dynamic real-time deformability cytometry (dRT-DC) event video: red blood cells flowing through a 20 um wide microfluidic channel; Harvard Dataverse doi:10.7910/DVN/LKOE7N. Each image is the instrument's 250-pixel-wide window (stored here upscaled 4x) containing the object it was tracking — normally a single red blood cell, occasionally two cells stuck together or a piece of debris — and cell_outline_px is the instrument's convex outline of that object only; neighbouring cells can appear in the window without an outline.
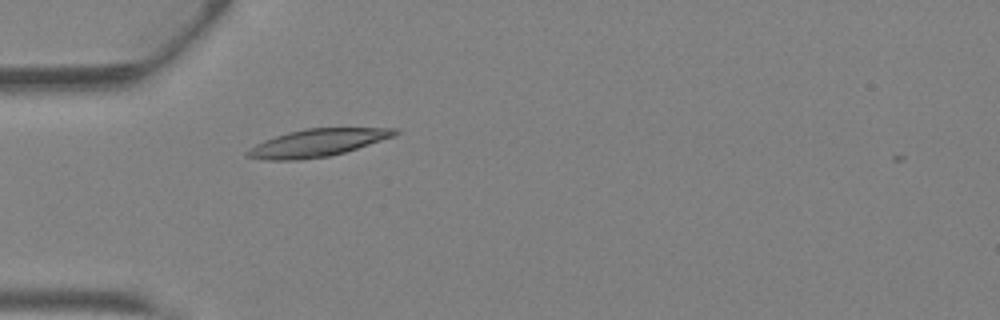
{"species": "Egyptian fruit bat (a non-hibernating species)", "species_latin": "Rousettus aegyptiacus", "temperature_condition": "warm", "stored_images_in_passage": 18, "camera_frame_rate_fps": 3000, "um_per_image_px": 0.085, "animal": {"sex": "female"}, "frame": {"image": 1, "passage_image": 1, "time_ms": 0.0, "image_size_px": [1000, 320], "cell_outline_px": [[400, 132], [392, 136], [344, 152], [328, 156], [300, 160], [264, 160], [244, 156], [244, 152], [256, 144], [264, 140], [288, 132], [304, 128], [396, 128]], "centroid_in_image_um": [26.89, 12.14], "position_along_channel_um": 58.1, "area_um2": 23.41}}
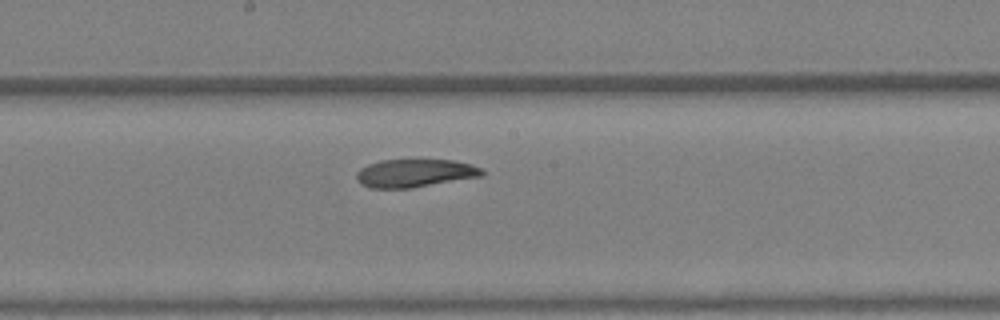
{"frame": {"image": 2, "passage_image": 11, "time_ms": 3.333, "image_size_px": [1000, 320], "cell_outline_px": [[484, 176], [412, 188], [368, 188], [360, 184], [356, 180], [356, 172], [360, 168], [368, 164], [380, 160], [452, 160], [472, 164], [480, 168], [484, 172]], "centroid_in_image_um": [35.24, 14.72], "position_along_channel_um": 213.0, "area_um2": 20.75}}
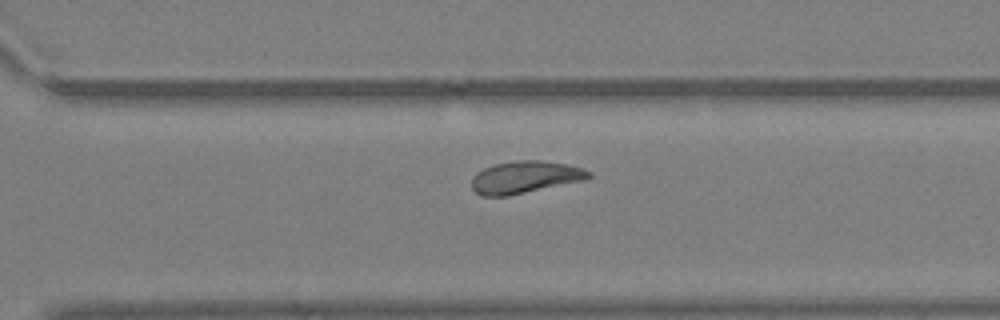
{"frame": {"image": 3, "passage_image": 18, "time_ms": 5.667, "image_size_px": [1000, 320], "cell_outline_px": [[592, 176], [588, 180], [508, 196], [480, 196], [472, 188], [472, 176], [476, 172], [484, 168], [496, 164], [516, 160], [540, 160], [568, 164], [592, 172]], "centroid_in_image_um": [44.65, 15.07], "position_along_channel_um": 325.9, "area_um2": 22.25}}